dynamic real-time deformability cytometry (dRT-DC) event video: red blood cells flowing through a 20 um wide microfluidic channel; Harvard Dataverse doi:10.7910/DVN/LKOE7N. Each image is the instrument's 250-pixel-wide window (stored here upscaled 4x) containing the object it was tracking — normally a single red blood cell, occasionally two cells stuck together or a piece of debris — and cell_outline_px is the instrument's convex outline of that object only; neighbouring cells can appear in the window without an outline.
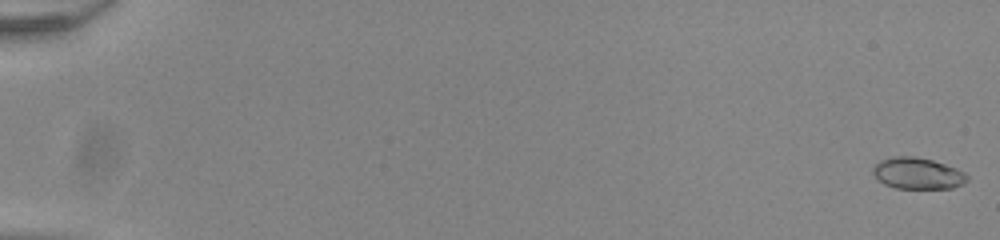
{"species": "common noctule bat (a hibernating species)", "species_latin": "Nyctalus noctula", "temperature_condition": "room temperature", "stored_images_in_passage": 54, "camera_frame_rate_fps": 3000, "um_per_image_px": 0.085, "animal": {"sex": "male", "body_mass_g": 20.0, "forearm_length_mm": 53.3}, "frame": {"image": 1, "passage_image": 1, "time_ms": 0.0, "image_size_px": [1000, 240], "cell_outline_px": [[968, 180], [964, 184], [952, 188], [896, 188], [884, 184], [872, 172], [872, 168], [880, 160], [896, 156], [912, 156], [932, 160], [956, 168], [964, 172], [968, 176]], "centroid_in_image_um": [78.01, 14.74], "position_along_channel_um": 7.0, "area_um2": 17.11}}
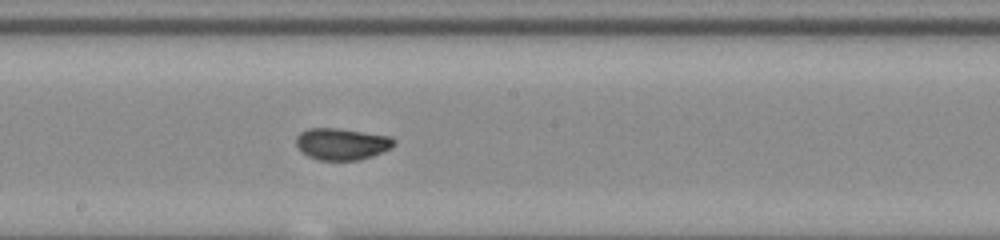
{"frame": {"image": 2, "passage_image": 32, "time_ms": 10.333, "image_size_px": [1000, 240], "cell_outline_px": [[396, 140], [388, 148], [372, 156], [360, 160], [320, 160], [308, 156], [296, 144], [296, 136], [300, 132], [308, 128], [336, 128], [388, 136]], "centroid_in_image_um": [29.0, 12.23], "position_along_channel_um": 219.2, "area_um2": 17.69}}
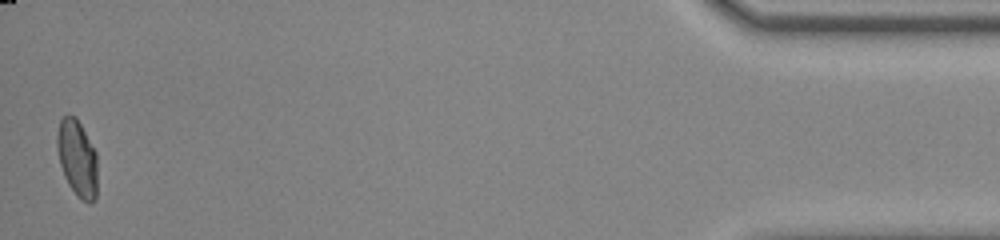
{"frame": {"image": 3, "passage_image": 54, "time_ms": 17.667, "image_size_px": [1000, 240], "cell_outline_px": [[96, 200], [88, 204], [80, 200], [76, 196], [68, 184], [64, 176], [60, 164], [56, 148], [56, 136], [60, 120], [68, 112], [76, 116], [96, 152]], "centroid_in_image_um": [6.54, 13.45], "position_along_channel_um": 428.7, "area_um2": 18.32}, "authors_computed_cell_mechanics": {"area_um2": 17.6868, "velocity_mm_per_s": 3.9378, "shape_relaxation_time_tau1_ms": 6.6807, "shape_relaxation_time_tau2_ms": null, "deformation_change_tau1": 0.186, "deformation_change_tau2": null}}